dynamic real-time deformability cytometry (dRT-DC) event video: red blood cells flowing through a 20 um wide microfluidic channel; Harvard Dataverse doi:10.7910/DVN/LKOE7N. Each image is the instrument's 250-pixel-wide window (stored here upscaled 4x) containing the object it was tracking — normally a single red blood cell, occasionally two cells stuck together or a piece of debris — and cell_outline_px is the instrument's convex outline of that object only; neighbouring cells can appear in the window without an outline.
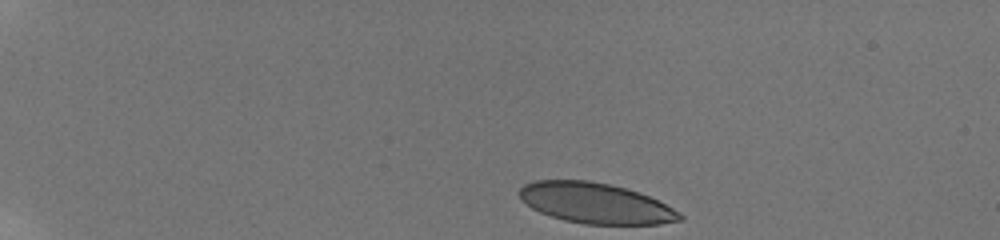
{"species": "human", "species_latin": "Homo sapiens", "temperature_condition": "room temperature", "stored_images_in_passage": 40, "camera_frame_rate_fps": 3000, "um_per_image_px": 0.085, "donor": {"sex": "male"}, "frame": {"image": 1, "passage_image": 1, "time_ms": 0.0, "image_size_px": [1000, 240], "cell_outline_px": [[684, 220], [660, 224], [584, 224], [564, 220], [540, 212], [532, 208], [520, 200], [520, 188], [524, 184], [536, 180], [588, 180], [608, 184], [640, 192], [680, 212], [684, 216]], "centroid_in_image_um": [50.62, 17.27], "position_along_channel_um": 34.4, "area_um2": 37.74}}
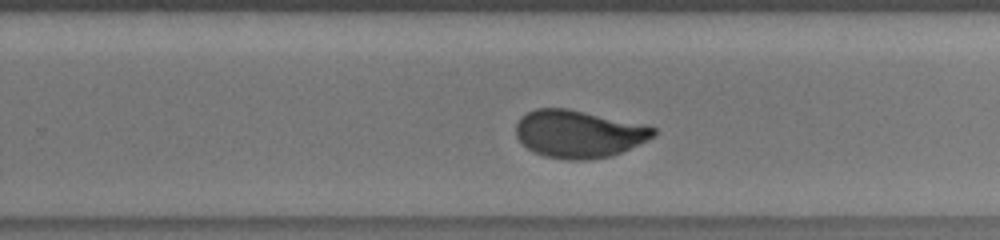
{"frame": {"image": 2, "passage_image": 29, "time_ms": 9.333, "image_size_px": [1000, 240], "cell_outline_px": [[656, 136], [612, 156], [588, 160], [568, 160], [544, 156], [528, 148], [516, 136], [516, 124], [520, 116], [536, 108], [568, 108], [648, 124], [656, 128]], "centroid_in_image_um": [49.23, 11.36], "position_along_channel_um": 280.6, "area_um2": 38.49}}
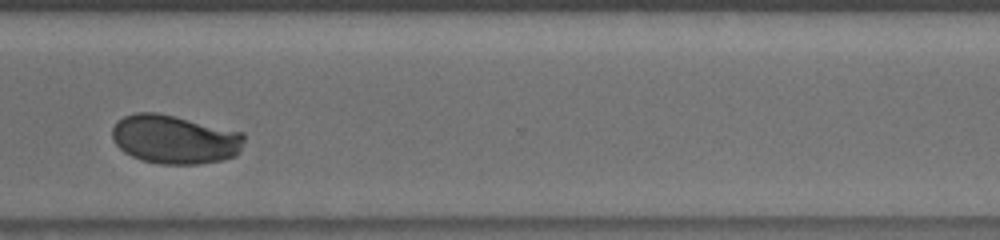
{"frame": {"image": 3, "passage_image": 35, "time_ms": 11.333, "image_size_px": [1000, 240], "cell_outline_px": [[244, 140], [240, 152], [236, 156], [220, 160], [200, 164], [160, 164], [140, 160], [124, 152], [112, 140], [112, 128], [116, 120], [124, 116], [136, 112], [156, 112], [244, 132]], "centroid_in_image_um": [14.84, 11.84], "position_along_channel_um": 355.8, "area_um2": 37.8}, "authors_computed_cell_mechanics": {"area_um2": 39.0439, "velocity_mm_per_s": 3.7653, "shape_relaxation_time_tau1_ms": 4.7942, "shape_relaxation_time_tau2_ms": null, "deformation_change_tau1": 0.1664, "deformation_change_tau2": null}}